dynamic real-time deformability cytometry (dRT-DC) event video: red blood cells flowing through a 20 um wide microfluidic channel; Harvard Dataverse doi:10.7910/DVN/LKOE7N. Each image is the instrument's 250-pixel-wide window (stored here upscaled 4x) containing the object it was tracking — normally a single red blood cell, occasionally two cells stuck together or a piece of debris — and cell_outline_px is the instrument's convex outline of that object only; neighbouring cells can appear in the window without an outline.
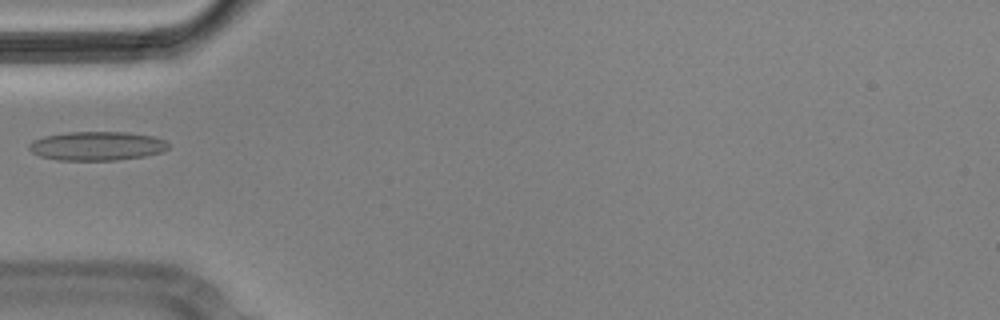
{"species": "Egyptian fruit bat (a non-hibernating species)", "species_latin": "Rousettus aegyptiacus", "temperature_condition": "cold", "stored_images_in_passage": 2, "camera_frame_rate_fps": 3000, "um_per_image_px": 0.085, "animal": {"sex": "male"}, "frame": {"image": 1, "passage_image": 2, "time_ms": 0.333, "image_size_px": [1000, 320], "cell_outline_px": [[168, 148], [160, 152], [144, 156], [116, 160], [56, 160], [40, 156], [32, 152], [28, 148], [28, 144], [32, 140], [44, 136], [68, 132], [124, 132], [152, 136], [164, 140], [168, 144]], "centroid_in_image_um": [8.19, 12.41], "position_along_channel_um": 76.8, "area_um2": 23.41}}